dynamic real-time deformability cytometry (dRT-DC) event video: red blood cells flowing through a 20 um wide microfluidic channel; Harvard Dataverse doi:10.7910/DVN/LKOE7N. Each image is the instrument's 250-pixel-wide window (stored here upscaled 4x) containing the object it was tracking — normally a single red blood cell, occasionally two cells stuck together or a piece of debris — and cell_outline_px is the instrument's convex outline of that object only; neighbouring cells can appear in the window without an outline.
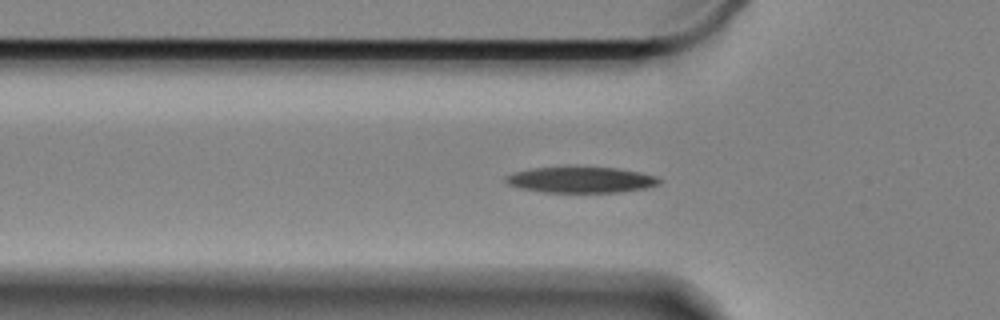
{"species": "Egyptian fruit bat (a non-hibernating species)", "species_latin": "Rousettus aegyptiacus", "temperature_condition": "cold", "stored_images_in_passage": 44, "camera_frame_rate_fps": 3000, "um_per_image_px": 0.085, "animal": {"sex": "female"}, "frame": {"image": 1, "passage_image": 2, "time_ms": 0.333, "image_size_px": [1000, 320], "cell_outline_px": [[660, 184], [648, 188], [620, 192], [544, 192], [520, 188], [508, 184], [504, 180], [504, 176], [516, 172], [532, 168], [568, 164], [616, 168], [640, 172], [656, 176], [660, 180]], "centroid_in_image_um": [49.36, 15.24], "position_along_channel_um": 76.4, "area_um2": 24.1}}
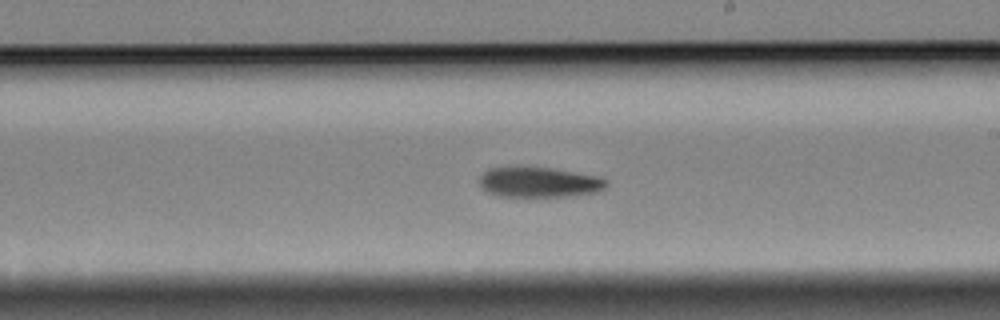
{"frame": {"image": 2, "passage_image": 17, "time_ms": 5.333, "image_size_px": [1000, 320], "cell_outline_px": [[608, 184], [604, 188], [596, 192], [572, 196], [496, 196], [488, 192], [480, 184], [480, 176], [484, 172], [492, 168], [552, 168], [596, 176], [608, 180]], "centroid_in_image_um": [45.85, 15.5], "position_along_channel_um": 243.1, "area_um2": 21.91}}
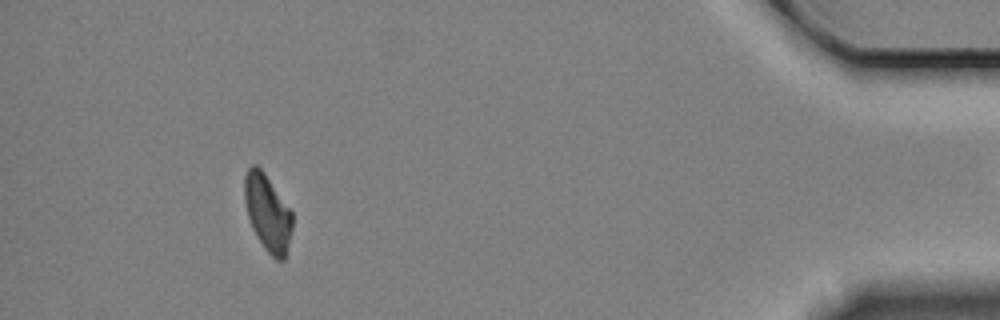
{"frame": {"image": 3, "passage_image": 38, "time_ms": 12.333, "image_size_px": [1000, 320], "cell_outline_px": [[292, 228], [284, 260], [276, 260], [264, 248], [256, 236], [252, 228], [248, 216], [244, 200], [244, 176], [248, 168], [252, 164], [256, 164], [264, 172], [292, 212]], "centroid_in_image_um": [22.72, 18.07], "position_along_channel_um": 412.5, "area_um2": 21.21}, "authors_computed_cell_mechanics": {"area_um2": 23.0044, "velocity_mm_per_s": 3.3192, "shape_relaxation_time_tau1_ms": 5.1492, "shape_relaxation_time_tau2_ms": null, "deformation_change_tau1": 0.1317, "deformation_change_tau2": null}}